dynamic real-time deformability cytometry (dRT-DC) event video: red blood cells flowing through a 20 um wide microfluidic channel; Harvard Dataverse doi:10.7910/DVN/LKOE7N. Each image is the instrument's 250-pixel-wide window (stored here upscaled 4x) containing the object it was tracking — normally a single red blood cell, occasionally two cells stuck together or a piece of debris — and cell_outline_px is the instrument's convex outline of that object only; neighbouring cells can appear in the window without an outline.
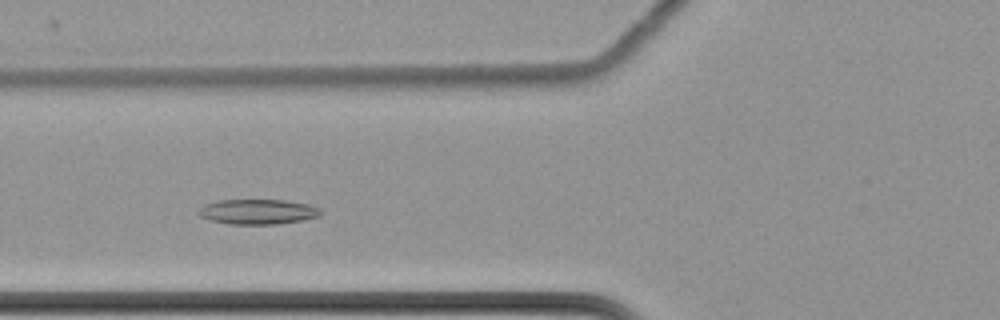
{"species": "common noctule bat (a hibernating species)", "species_latin": "Nyctalus noctula", "temperature_condition": "cold", "stored_images_in_passage": 53, "camera_frame_rate_fps": 3000, "um_per_image_px": 0.085, "animal": {"sex": "female", "body_mass_g": 22.7, "forearm_length_mm": 54.2}, "frame": {"image": 1, "passage_image": 16, "time_ms": 5.0, "image_size_px": [1000, 320], "cell_outline_px": [[320, 216], [304, 220], [276, 224], [228, 224], [212, 220], [200, 216], [196, 212], [204, 204], [220, 200], [284, 200], [308, 204], [320, 208]], "centroid_in_image_um": [21.91, 17.99], "position_along_channel_um": 103.9, "area_um2": 17.8}}
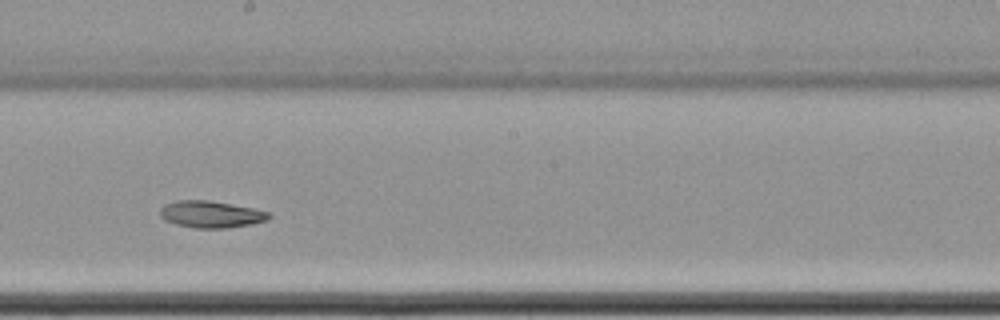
{"frame": {"image": 2, "passage_image": 27, "time_ms": 8.667, "image_size_px": [1000, 320], "cell_outline_px": [[272, 216], [268, 220], [252, 224], [228, 228], [196, 228], [176, 224], [164, 220], [160, 216], [160, 208], [164, 204], [176, 200], [208, 200], [252, 208], [268, 212]], "centroid_in_image_um": [17.91, 18.22], "position_along_channel_um": 230.3, "area_um2": 17.05}}
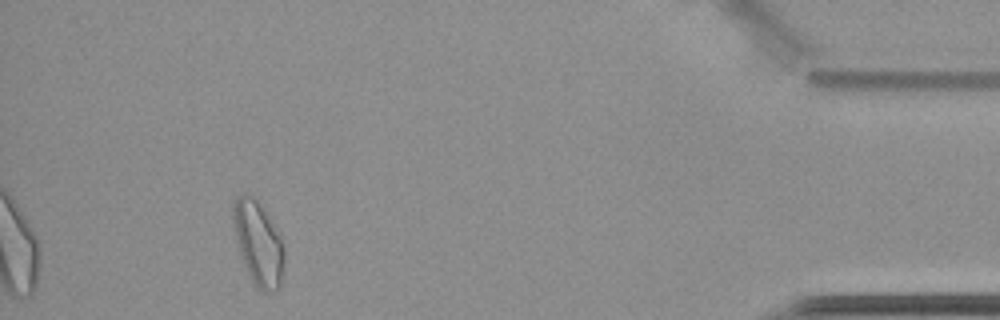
{"frame": {"image": 3, "passage_image": 48, "time_ms": 15.667, "image_size_px": [1000, 320], "cell_outline_px": [[284, 260], [280, 284], [276, 288], [268, 292], [264, 292], [252, 280], [244, 264], [236, 240], [232, 220], [232, 204], [244, 192], [252, 196], [276, 228], [280, 236], [284, 248]], "centroid_in_image_um": [21.94, 20.65], "position_along_channel_um": 413.3, "area_um2": 24.22}}